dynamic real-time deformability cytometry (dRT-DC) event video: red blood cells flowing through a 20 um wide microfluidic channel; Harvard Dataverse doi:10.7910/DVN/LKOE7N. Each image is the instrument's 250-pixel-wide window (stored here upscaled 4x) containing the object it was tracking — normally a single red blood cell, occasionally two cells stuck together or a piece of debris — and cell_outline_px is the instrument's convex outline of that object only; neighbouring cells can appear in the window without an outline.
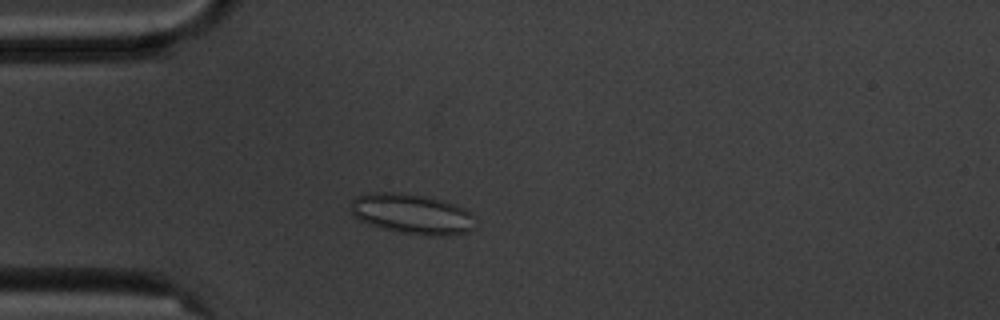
{"species": "common noctule bat (a hibernating species)", "species_latin": "Nyctalus noctula", "temperature_condition": "cold", "stored_images_in_passage": 3, "camera_frame_rate_fps": 3000, "um_per_image_px": 0.085, "animal": {"sex": "male", "body_mass_g": 20.1, "forearm_length_mm": 53.5}, "frame": {"image": 1, "passage_image": 3, "time_ms": 2.333, "image_size_px": [1000, 320], "cell_outline_px": [[472, 228], [468, 232], [444, 236], [428, 236], [404, 232], [384, 228], [368, 224], [352, 216], [348, 208], [352, 200], [356, 196], [372, 192], [396, 192], [424, 196], [440, 200], [464, 208], [472, 216]], "centroid_in_image_um": [34.93, 18.18], "position_along_channel_um": 50.1, "area_um2": 28.9}}